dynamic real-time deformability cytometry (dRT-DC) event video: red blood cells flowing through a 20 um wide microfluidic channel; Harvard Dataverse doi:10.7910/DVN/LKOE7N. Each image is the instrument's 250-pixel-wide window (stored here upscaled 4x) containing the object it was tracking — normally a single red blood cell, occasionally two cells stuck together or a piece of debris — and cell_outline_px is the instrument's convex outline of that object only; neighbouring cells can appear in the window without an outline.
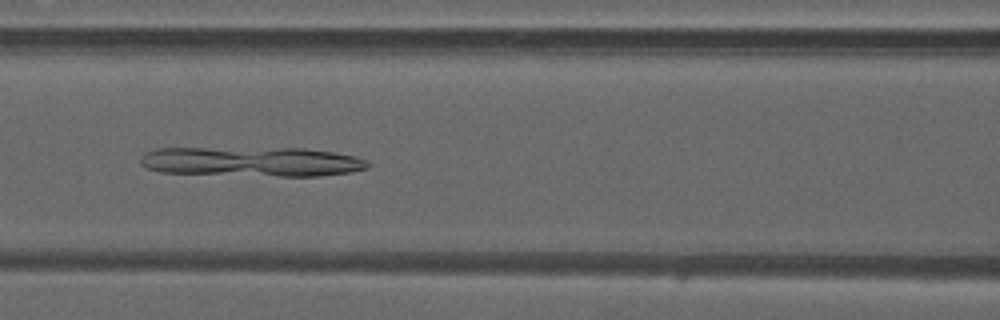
{"species": "common noctule bat (a hibernating species)", "species_latin": "Nyctalus noctula", "temperature_condition": "warm", "stored_images_in_passage": 47, "camera_frame_rate_fps": 3000, "um_per_image_px": 0.085, "animal": {"sex": "male", "forearm_length_mm": 52.5}, "frame": {"image": 1, "passage_image": 20, "time_ms": 6.333, "image_size_px": [1000, 320], "cell_outline_px": [[368, 168], [352, 172], [320, 176], [280, 176], [160, 172], [144, 168], [140, 164], [140, 156], [144, 152], [156, 148], [304, 148], [332, 152], [356, 156], [364, 160], [368, 164]], "centroid_in_image_um": [21.36, 13.73], "position_along_channel_um": 145.2, "area_um2": 39.48}}
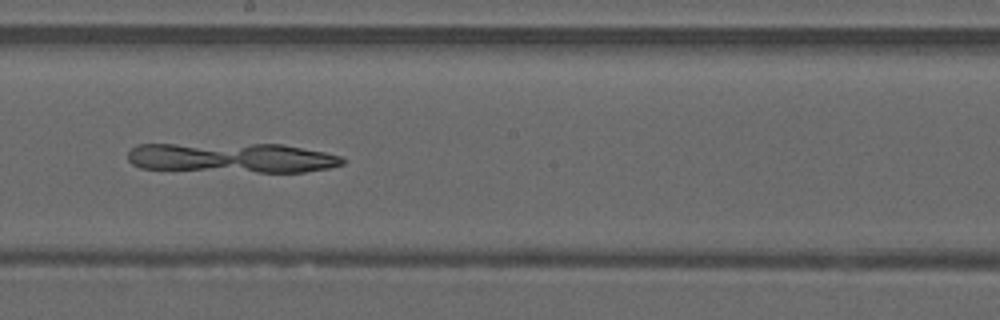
{"frame": {"image": 2, "passage_image": 26, "time_ms": 8.333, "image_size_px": [1000, 320], "cell_outline_px": [[344, 164], [328, 168], [304, 172], [256, 172], [140, 168], [132, 164], [128, 160], [128, 152], [136, 144], [280, 144], [324, 152], [340, 156], [344, 160]], "centroid_in_image_um": [19.69, 13.41], "position_along_channel_um": 228.5, "area_um2": 37.28}}
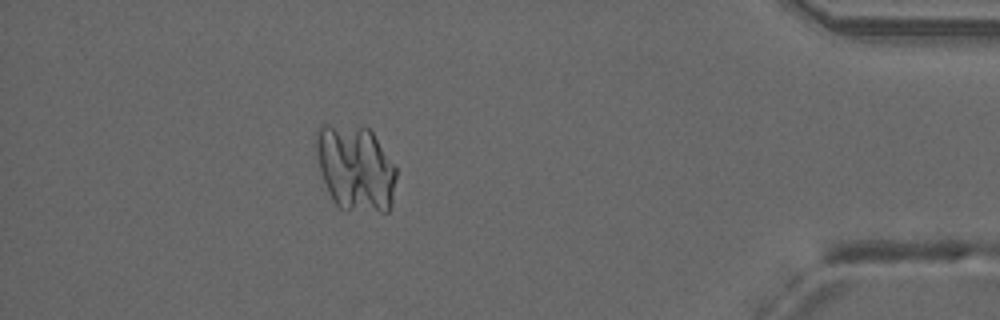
{"frame": {"image": 3, "passage_image": 42, "time_ms": 13.667, "image_size_px": [1000, 320], "cell_outline_px": [[396, 176], [392, 204], [388, 212], [380, 212], [340, 208], [332, 200], [320, 172], [316, 152], [316, 128], [320, 124], [328, 124], [368, 128], [372, 132], [396, 168]], "centroid_in_image_um": [30.2, 14.29], "position_along_channel_um": 405.0, "area_um2": 40.06}}